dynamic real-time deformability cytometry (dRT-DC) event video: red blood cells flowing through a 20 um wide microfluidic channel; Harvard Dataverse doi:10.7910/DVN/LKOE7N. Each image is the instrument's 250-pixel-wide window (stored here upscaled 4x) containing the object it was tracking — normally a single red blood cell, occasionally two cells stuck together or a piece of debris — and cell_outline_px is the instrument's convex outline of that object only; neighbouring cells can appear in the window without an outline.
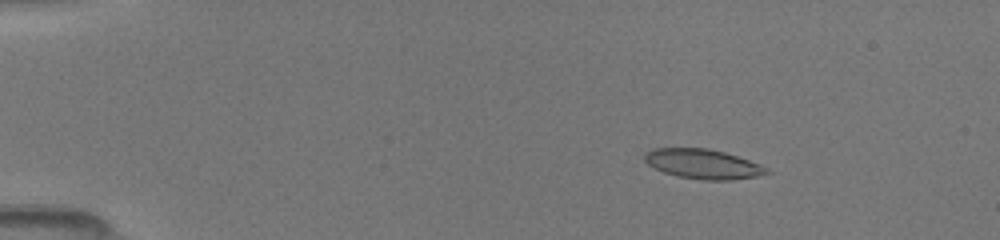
{"species": "common noctule bat (a hibernating species)", "species_latin": "Nyctalus noctula", "temperature_condition": "room temperature", "stored_images_in_passage": 26, "camera_frame_rate_fps": 3000, "um_per_image_px": 0.085, "animal": {"sex": "female", "body_mass_g": 19.5, "forearm_length_mm": 54.1}, "frame": {"image": 1, "passage_image": 2, "time_ms": 0.667, "image_size_px": [1000, 240], "cell_outline_px": [[772, 172], [756, 176], [732, 180], [704, 180], [680, 176], [664, 172], [648, 164], [644, 160], [644, 152], [656, 148], [708, 148], [724, 152], [760, 164], [768, 168]], "centroid_in_image_um": [59.76, 13.93], "position_along_channel_um": 25.2, "area_um2": 20.92}}
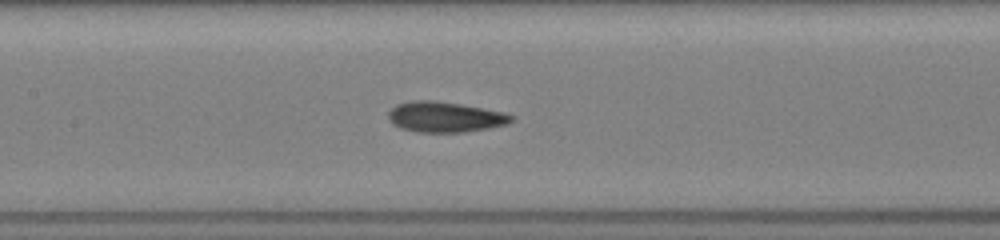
{"frame": {"image": 2, "passage_image": 12, "time_ms": 6.333, "image_size_px": [1000, 240], "cell_outline_px": [[512, 120], [508, 124], [488, 128], [464, 132], [416, 132], [400, 128], [392, 124], [388, 116], [388, 112], [396, 104], [412, 100], [436, 100], [460, 104], [504, 112], [512, 116]], "centroid_in_image_um": [37.78, 9.94], "position_along_channel_um": 169.6, "area_um2": 21.85}}
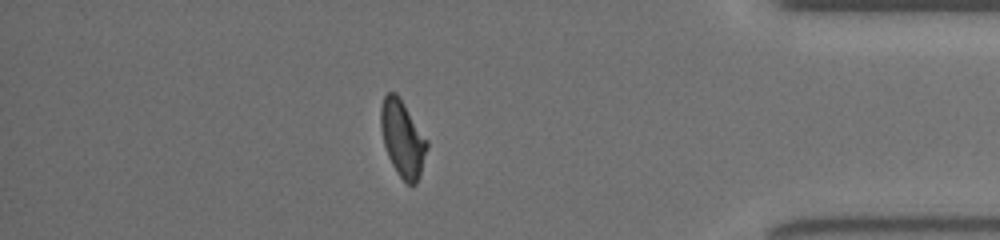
{"frame": {"image": 3, "passage_image": 23, "time_ms": 12.667, "image_size_px": [1000, 240], "cell_outline_px": [[428, 148], [416, 184], [408, 184], [396, 172], [388, 156], [384, 144], [380, 124], [380, 108], [384, 96], [388, 92], [396, 92], [400, 96], [428, 140]], "centroid_in_image_um": [34.21, 11.73], "position_along_channel_um": 401.0, "area_um2": 20.58}}